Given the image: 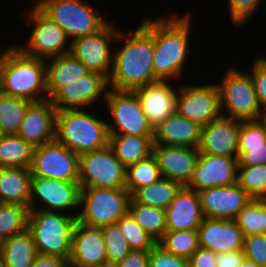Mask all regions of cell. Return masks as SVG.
Segmentation results:
<instances>
[{
    "mask_svg": "<svg viewBox=\"0 0 266 267\" xmlns=\"http://www.w3.org/2000/svg\"><path fill=\"white\" fill-rule=\"evenodd\" d=\"M29 211L19 204L0 203V243L27 230Z\"/></svg>",
    "mask_w": 266,
    "mask_h": 267,
    "instance_id": "74e56055",
    "label": "cell"
},
{
    "mask_svg": "<svg viewBox=\"0 0 266 267\" xmlns=\"http://www.w3.org/2000/svg\"><path fill=\"white\" fill-rule=\"evenodd\" d=\"M240 120L221 117L202 127L200 154L238 157Z\"/></svg>",
    "mask_w": 266,
    "mask_h": 267,
    "instance_id": "cb8c5ba5",
    "label": "cell"
},
{
    "mask_svg": "<svg viewBox=\"0 0 266 267\" xmlns=\"http://www.w3.org/2000/svg\"><path fill=\"white\" fill-rule=\"evenodd\" d=\"M38 255L28 230L0 243V267H31Z\"/></svg>",
    "mask_w": 266,
    "mask_h": 267,
    "instance_id": "f546056e",
    "label": "cell"
},
{
    "mask_svg": "<svg viewBox=\"0 0 266 267\" xmlns=\"http://www.w3.org/2000/svg\"><path fill=\"white\" fill-rule=\"evenodd\" d=\"M129 213L135 221L158 243L166 232L165 210L136 203L132 198Z\"/></svg>",
    "mask_w": 266,
    "mask_h": 267,
    "instance_id": "836d02e7",
    "label": "cell"
},
{
    "mask_svg": "<svg viewBox=\"0 0 266 267\" xmlns=\"http://www.w3.org/2000/svg\"><path fill=\"white\" fill-rule=\"evenodd\" d=\"M77 217L53 211L30 210L27 230L38 253L70 259Z\"/></svg>",
    "mask_w": 266,
    "mask_h": 267,
    "instance_id": "5b68a950",
    "label": "cell"
},
{
    "mask_svg": "<svg viewBox=\"0 0 266 267\" xmlns=\"http://www.w3.org/2000/svg\"><path fill=\"white\" fill-rule=\"evenodd\" d=\"M187 260L189 267H217L216 253L201 247Z\"/></svg>",
    "mask_w": 266,
    "mask_h": 267,
    "instance_id": "7dc6e473",
    "label": "cell"
},
{
    "mask_svg": "<svg viewBox=\"0 0 266 267\" xmlns=\"http://www.w3.org/2000/svg\"><path fill=\"white\" fill-rule=\"evenodd\" d=\"M101 230L105 239L107 262L118 263L132 251L118 223L103 226Z\"/></svg>",
    "mask_w": 266,
    "mask_h": 267,
    "instance_id": "b9f144b4",
    "label": "cell"
},
{
    "mask_svg": "<svg viewBox=\"0 0 266 267\" xmlns=\"http://www.w3.org/2000/svg\"><path fill=\"white\" fill-rule=\"evenodd\" d=\"M38 9L59 25L70 41L99 31L110 20L87 0H49Z\"/></svg>",
    "mask_w": 266,
    "mask_h": 267,
    "instance_id": "52a82bcc",
    "label": "cell"
},
{
    "mask_svg": "<svg viewBox=\"0 0 266 267\" xmlns=\"http://www.w3.org/2000/svg\"><path fill=\"white\" fill-rule=\"evenodd\" d=\"M103 107L109 134L154 135L134 91L109 88Z\"/></svg>",
    "mask_w": 266,
    "mask_h": 267,
    "instance_id": "30bf717a",
    "label": "cell"
},
{
    "mask_svg": "<svg viewBox=\"0 0 266 267\" xmlns=\"http://www.w3.org/2000/svg\"><path fill=\"white\" fill-rule=\"evenodd\" d=\"M265 0H226V7L228 8V14L230 16L231 26L241 29L247 26L248 22L252 21L253 16L257 14L259 6L261 7ZM255 14V15H254Z\"/></svg>",
    "mask_w": 266,
    "mask_h": 267,
    "instance_id": "7bdbcfd3",
    "label": "cell"
},
{
    "mask_svg": "<svg viewBox=\"0 0 266 267\" xmlns=\"http://www.w3.org/2000/svg\"><path fill=\"white\" fill-rule=\"evenodd\" d=\"M238 157L199 154L191 181L186 186L200 192L211 187L237 184Z\"/></svg>",
    "mask_w": 266,
    "mask_h": 267,
    "instance_id": "e0dca14e",
    "label": "cell"
},
{
    "mask_svg": "<svg viewBox=\"0 0 266 267\" xmlns=\"http://www.w3.org/2000/svg\"><path fill=\"white\" fill-rule=\"evenodd\" d=\"M165 214L166 231L197 230L204 219L199 193L183 186Z\"/></svg>",
    "mask_w": 266,
    "mask_h": 267,
    "instance_id": "d4e9b609",
    "label": "cell"
},
{
    "mask_svg": "<svg viewBox=\"0 0 266 267\" xmlns=\"http://www.w3.org/2000/svg\"><path fill=\"white\" fill-rule=\"evenodd\" d=\"M25 9L24 18L31 29L26 33H30L24 44H17L16 40L13 44L22 53L34 58L48 59L69 53L71 41L65 31L39 9Z\"/></svg>",
    "mask_w": 266,
    "mask_h": 267,
    "instance_id": "9c48e42d",
    "label": "cell"
},
{
    "mask_svg": "<svg viewBox=\"0 0 266 267\" xmlns=\"http://www.w3.org/2000/svg\"><path fill=\"white\" fill-rule=\"evenodd\" d=\"M13 45L12 42H10L8 45H4V49L0 51V93L2 92V65H3V60L6 51Z\"/></svg>",
    "mask_w": 266,
    "mask_h": 267,
    "instance_id": "816d5d0a",
    "label": "cell"
},
{
    "mask_svg": "<svg viewBox=\"0 0 266 267\" xmlns=\"http://www.w3.org/2000/svg\"><path fill=\"white\" fill-rule=\"evenodd\" d=\"M69 260L71 267H99L107 263L105 239L100 227L76 222Z\"/></svg>",
    "mask_w": 266,
    "mask_h": 267,
    "instance_id": "44dd1931",
    "label": "cell"
},
{
    "mask_svg": "<svg viewBox=\"0 0 266 267\" xmlns=\"http://www.w3.org/2000/svg\"><path fill=\"white\" fill-rule=\"evenodd\" d=\"M158 244L176 256L188 259L198 248L197 230L166 231Z\"/></svg>",
    "mask_w": 266,
    "mask_h": 267,
    "instance_id": "f35d334b",
    "label": "cell"
},
{
    "mask_svg": "<svg viewBox=\"0 0 266 267\" xmlns=\"http://www.w3.org/2000/svg\"><path fill=\"white\" fill-rule=\"evenodd\" d=\"M34 147L17 134L5 135L0 140V167L30 169Z\"/></svg>",
    "mask_w": 266,
    "mask_h": 267,
    "instance_id": "d6a6232c",
    "label": "cell"
},
{
    "mask_svg": "<svg viewBox=\"0 0 266 267\" xmlns=\"http://www.w3.org/2000/svg\"><path fill=\"white\" fill-rule=\"evenodd\" d=\"M117 264L119 267H149V251L132 250Z\"/></svg>",
    "mask_w": 266,
    "mask_h": 267,
    "instance_id": "c3c4849f",
    "label": "cell"
},
{
    "mask_svg": "<svg viewBox=\"0 0 266 267\" xmlns=\"http://www.w3.org/2000/svg\"><path fill=\"white\" fill-rule=\"evenodd\" d=\"M197 232L201 248L214 253L243 250L244 235L234 220L204 218Z\"/></svg>",
    "mask_w": 266,
    "mask_h": 267,
    "instance_id": "603a6c76",
    "label": "cell"
},
{
    "mask_svg": "<svg viewBox=\"0 0 266 267\" xmlns=\"http://www.w3.org/2000/svg\"><path fill=\"white\" fill-rule=\"evenodd\" d=\"M244 259V250L216 253L217 267H241Z\"/></svg>",
    "mask_w": 266,
    "mask_h": 267,
    "instance_id": "681fc988",
    "label": "cell"
},
{
    "mask_svg": "<svg viewBox=\"0 0 266 267\" xmlns=\"http://www.w3.org/2000/svg\"><path fill=\"white\" fill-rule=\"evenodd\" d=\"M89 72L86 65L70 53L46 59L48 99H51L61 88L75 82Z\"/></svg>",
    "mask_w": 266,
    "mask_h": 267,
    "instance_id": "83f0119b",
    "label": "cell"
},
{
    "mask_svg": "<svg viewBox=\"0 0 266 267\" xmlns=\"http://www.w3.org/2000/svg\"><path fill=\"white\" fill-rule=\"evenodd\" d=\"M31 267H71L68 258L39 254Z\"/></svg>",
    "mask_w": 266,
    "mask_h": 267,
    "instance_id": "f907efd6",
    "label": "cell"
},
{
    "mask_svg": "<svg viewBox=\"0 0 266 267\" xmlns=\"http://www.w3.org/2000/svg\"><path fill=\"white\" fill-rule=\"evenodd\" d=\"M31 171L27 168L0 167V203L29 208Z\"/></svg>",
    "mask_w": 266,
    "mask_h": 267,
    "instance_id": "f1b7e54d",
    "label": "cell"
},
{
    "mask_svg": "<svg viewBox=\"0 0 266 267\" xmlns=\"http://www.w3.org/2000/svg\"><path fill=\"white\" fill-rule=\"evenodd\" d=\"M56 115L50 99L33 102L25 113L17 135L34 148L55 140Z\"/></svg>",
    "mask_w": 266,
    "mask_h": 267,
    "instance_id": "7402d4cb",
    "label": "cell"
},
{
    "mask_svg": "<svg viewBox=\"0 0 266 267\" xmlns=\"http://www.w3.org/2000/svg\"><path fill=\"white\" fill-rule=\"evenodd\" d=\"M117 223L132 250L149 251L157 244L129 212L122 216Z\"/></svg>",
    "mask_w": 266,
    "mask_h": 267,
    "instance_id": "60d3db41",
    "label": "cell"
},
{
    "mask_svg": "<svg viewBox=\"0 0 266 267\" xmlns=\"http://www.w3.org/2000/svg\"><path fill=\"white\" fill-rule=\"evenodd\" d=\"M131 194L126 188H81L77 221L92 227H103L129 212Z\"/></svg>",
    "mask_w": 266,
    "mask_h": 267,
    "instance_id": "ba28073f",
    "label": "cell"
},
{
    "mask_svg": "<svg viewBox=\"0 0 266 267\" xmlns=\"http://www.w3.org/2000/svg\"><path fill=\"white\" fill-rule=\"evenodd\" d=\"M179 84L173 81H156L133 90L153 129L176 112Z\"/></svg>",
    "mask_w": 266,
    "mask_h": 267,
    "instance_id": "ac0fdd59",
    "label": "cell"
},
{
    "mask_svg": "<svg viewBox=\"0 0 266 267\" xmlns=\"http://www.w3.org/2000/svg\"><path fill=\"white\" fill-rule=\"evenodd\" d=\"M191 12L179 15L173 10L166 15L157 13L156 18L148 15L140 20L154 38L153 71L159 81L182 82L186 78L184 74L193 47L192 29L195 30Z\"/></svg>",
    "mask_w": 266,
    "mask_h": 267,
    "instance_id": "6da1fadb",
    "label": "cell"
},
{
    "mask_svg": "<svg viewBox=\"0 0 266 267\" xmlns=\"http://www.w3.org/2000/svg\"><path fill=\"white\" fill-rule=\"evenodd\" d=\"M30 171L32 177L79 181V155L55 139L34 149Z\"/></svg>",
    "mask_w": 266,
    "mask_h": 267,
    "instance_id": "9a60e30c",
    "label": "cell"
},
{
    "mask_svg": "<svg viewBox=\"0 0 266 267\" xmlns=\"http://www.w3.org/2000/svg\"><path fill=\"white\" fill-rule=\"evenodd\" d=\"M153 136L109 134L108 145L127 168L152 154Z\"/></svg>",
    "mask_w": 266,
    "mask_h": 267,
    "instance_id": "4dcf8cb0",
    "label": "cell"
},
{
    "mask_svg": "<svg viewBox=\"0 0 266 267\" xmlns=\"http://www.w3.org/2000/svg\"><path fill=\"white\" fill-rule=\"evenodd\" d=\"M202 127L174 112L154 129L153 142L162 145L198 148Z\"/></svg>",
    "mask_w": 266,
    "mask_h": 267,
    "instance_id": "484cf974",
    "label": "cell"
},
{
    "mask_svg": "<svg viewBox=\"0 0 266 267\" xmlns=\"http://www.w3.org/2000/svg\"><path fill=\"white\" fill-rule=\"evenodd\" d=\"M95 109L57 111L55 139L78 155L106 147L109 143L107 117Z\"/></svg>",
    "mask_w": 266,
    "mask_h": 267,
    "instance_id": "3957f363",
    "label": "cell"
},
{
    "mask_svg": "<svg viewBox=\"0 0 266 267\" xmlns=\"http://www.w3.org/2000/svg\"><path fill=\"white\" fill-rule=\"evenodd\" d=\"M149 267H189L188 260L162 248L158 243L149 250Z\"/></svg>",
    "mask_w": 266,
    "mask_h": 267,
    "instance_id": "bcb514c9",
    "label": "cell"
},
{
    "mask_svg": "<svg viewBox=\"0 0 266 267\" xmlns=\"http://www.w3.org/2000/svg\"><path fill=\"white\" fill-rule=\"evenodd\" d=\"M241 267H264V266L258 265L255 262H252L245 258L244 261L242 262Z\"/></svg>",
    "mask_w": 266,
    "mask_h": 267,
    "instance_id": "db71d44e",
    "label": "cell"
},
{
    "mask_svg": "<svg viewBox=\"0 0 266 267\" xmlns=\"http://www.w3.org/2000/svg\"><path fill=\"white\" fill-rule=\"evenodd\" d=\"M33 102L0 93V125L5 135L17 134L28 107Z\"/></svg>",
    "mask_w": 266,
    "mask_h": 267,
    "instance_id": "e575fe53",
    "label": "cell"
},
{
    "mask_svg": "<svg viewBox=\"0 0 266 267\" xmlns=\"http://www.w3.org/2000/svg\"><path fill=\"white\" fill-rule=\"evenodd\" d=\"M139 24L131 30L120 28L117 34L112 72L108 79L110 89L133 91L159 81L153 71V35Z\"/></svg>",
    "mask_w": 266,
    "mask_h": 267,
    "instance_id": "7a4b0ae2",
    "label": "cell"
},
{
    "mask_svg": "<svg viewBox=\"0 0 266 267\" xmlns=\"http://www.w3.org/2000/svg\"><path fill=\"white\" fill-rule=\"evenodd\" d=\"M199 193L204 218L234 220L252 197L238 184L211 187Z\"/></svg>",
    "mask_w": 266,
    "mask_h": 267,
    "instance_id": "ffe728a7",
    "label": "cell"
},
{
    "mask_svg": "<svg viewBox=\"0 0 266 267\" xmlns=\"http://www.w3.org/2000/svg\"><path fill=\"white\" fill-rule=\"evenodd\" d=\"M235 223L244 237L266 230V199L252 198L236 215Z\"/></svg>",
    "mask_w": 266,
    "mask_h": 267,
    "instance_id": "d590c367",
    "label": "cell"
},
{
    "mask_svg": "<svg viewBox=\"0 0 266 267\" xmlns=\"http://www.w3.org/2000/svg\"><path fill=\"white\" fill-rule=\"evenodd\" d=\"M238 165L266 164V131L259 120H240Z\"/></svg>",
    "mask_w": 266,
    "mask_h": 267,
    "instance_id": "4316f807",
    "label": "cell"
},
{
    "mask_svg": "<svg viewBox=\"0 0 266 267\" xmlns=\"http://www.w3.org/2000/svg\"><path fill=\"white\" fill-rule=\"evenodd\" d=\"M5 136L4 130L2 126L0 125V140Z\"/></svg>",
    "mask_w": 266,
    "mask_h": 267,
    "instance_id": "6f0895ef",
    "label": "cell"
},
{
    "mask_svg": "<svg viewBox=\"0 0 266 267\" xmlns=\"http://www.w3.org/2000/svg\"><path fill=\"white\" fill-rule=\"evenodd\" d=\"M162 178L153 154L126 168L125 188L132 195L137 189L146 187Z\"/></svg>",
    "mask_w": 266,
    "mask_h": 267,
    "instance_id": "8d00e7d4",
    "label": "cell"
},
{
    "mask_svg": "<svg viewBox=\"0 0 266 267\" xmlns=\"http://www.w3.org/2000/svg\"><path fill=\"white\" fill-rule=\"evenodd\" d=\"M252 61L247 71L250 73L255 88L257 100L262 108L266 107V55H260Z\"/></svg>",
    "mask_w": 266,
    "mask_h": 267,
    "instance_id": "ee69618b",
    "label": "cell"
},
{
    "mask_svg": "<svg viewBox=\"0 0 266 267\" xmlns=\"http://www.w3.org/2000/svg\"><path fill=\"white\" fill-rule=\"evenodd\" d=\"M182 187L180 183L162 177L146 187L137 189L131 198L136 203L165 210Z\"/></svg>",
    "mask_w": 266,
    "mask_h": 267,
    "instance_id": "1f68e13d",
    "label": "cell"
},
{
    "mask_svg": "<svg viewBox=\"0 0 266 267\" xmlns=\"http://www.w3.org/2000/svg\"><path fill=\"white\" fill-rule=\"evenodd\" d=\"M237 184L252 198L266 199V164L238 165Z\"/></svg>",
    "mask_w": 266,
    "mask_h": 267,
    "instance_id": "ab89813d",
    "label": "cell"
},
{
    "mask_svg": "<svg viewBox=\"0 0 266 267\" xmlns=\"http://www.w3.org/2000/svg\"><path fill=\"white\" fill-rule=\"evenodd\" d=\"M258 120L264 126L265 131H266V107L262 109V113L259 116Z\"/></svg>",
    "mask_w": 266,
    "mask_h": 267,
    "instance_id": "11a10c76",
    "label": "cell"
},
{
    "mask_svg": "<svg viewBox=\"0 0 266 267\" xmlns=\"http://www.w3.org/2000/svg\"><path fill=\"white\" fill-rule=\"evenodd\" d=\"M197 83L180 82L176 97V112L204 127L222 117L220 91L217 81Z\"/></svg>",
    "mask_w": 266,
    "mask_h": 267,
    "instance_id": "8fae6325",
    "label": "cell"
},
{
    "mask_svg": "<svg viewBox=\"0 0 266 267\" xmlns=\"http://www.w3.org/2000/svg\"><path fill=\"white\" fill-rule=\"evenodd\" d=\"M108 89V79L104 75L89 72L61 88L50 100L56 111L101 107L100 112L104 113L101 104L104 103Z\"/></svg>",
    "mask_w": 266,
    "mask_h": 267,
    "instance_id": "2e32d148",
    "label": "cell"
},
{
    "mask_svg": "<svg viewBox=\"0 0 266 267\" xmlns=\"http://www.w3.org/2000/svg\"><path fill=\"white\" fill-rule=\"evenodd\" d=\"M80 188H125L126 167L109 145L79 155Z\"/></svg>",
    "mask_w": 266,
    "mask_h": 267,
    "instance_id": "5bb4252c",
    "label": "cell"
},
{
    "mask_svg": "<svg viewBox=\"0 0 266 267\" xmlns=\"http://www.w3.org/2000/svg\"><path fill=\"white\" fill-rule=\"evenodd\" d=\"M228 65L221 73L220 83L217 82L222 117L241 121L258 120L263 108L257 100L250 73L243 68L240 70L236 65Z\"/></svg>",
    "mask_w": 266,
    "mask_h": 267,
    "instance_id": "8992f818",
    "label": "cell"
},
{
    "mask_svg": "<svg viewBox=\"0 0 266 267\" xmlns=\"http://www.w3.org/2000/svg\"><path fill=\"white\" fill-rule=\"evenodd\" d=\"M115 24L110 20L99 31L76 38L70 43L69 53L73 57L80 59L90 72L100 73L107 79L112 72L113 47L120 30V26Z\"/></svg>",
    "mask_w": 266,
    "mask_h": 267,
    "instance_id": "4fadbf2b",
    "label": "cell"
},
{
    "mask_svg": "<svg viewBox=\"0 0 266 267\" xmlns=\"http://www.w3.org/2000/svg\"><path fill=\"white\" fill-rule=\"evenodd\" d=\"M2 93L31 102L47 100L46 59L29 57L13 44L3 60Z\"/></svg>",
    "mask_w": 266,
    "mask_h": 267,
    "instance_id": "277c9868",
    "label": "cell"
},
{
    "mask_svg": "<svg viewBox=\"0 0 266 267\" xmlns=\"http://www.w3.org/2000/svg\"><path fill=\"white\" fill-rule=\"evenodd\" d=\"M47 1H49V0H33L31 6L28 5L27 7H24V8L38 9L39 7H41Z\"/></svg>",
    "mask_w": 266,
    "mask_h": 267,
    "instance_id": "f5cc1de1",
    "label": "cell"
},
{
    "mask_svg": "<svg viewBox=\"0 0 266 267\" xmlns=\"http://www.w3.org/2000/svg\"><path fill=\"white\" fill-rule=\"evenodd\" d=\"M152 154L162 177L187 186L200 153L198 148L153 143Z\"/></svg>",
    "mask_w": 266,
    "mask_h": 267,
    "instance_id": "d6986e66",
    "label": "cell"
},
{
    "mask_svg": "<svg viewBox=\"0 0 266 267\" xmlns=\"http://www.w3.org/2000/svg\"><path fill=\"white\" fill-rule=\"evenodd\" d=\"M99 267H119V266H118L117 263H109V262H107V263L102 264Z\"/></svg>",
    "mask_w": 266,
    "mask_h": 267,
    "instance_id": "9f6ffc18",
    "label": "cell"
},
{
    "mask_svg": "<svg viewBox=\"0 0 266 267\" xmlns=\"http://www.w3.org/2000/svg\"><path fill=\"white\" fill-rule=\"evenodd\" d=\"M244 255L247 260L258 265H266V236L253 234L244 237Z\"/></svg>",
    "mask_w": 266,
    "mask_h": 267,
    "instance_id": "f6af8a7d",
    "label": "cell"
},
{
    "mask_svg": "<svg viewBox=\"0 0 266 267\" xmlns=\"http://www.w3.org/2000/svg\"><path fill=\"white\" fill-rule=\"evenodd\" d=\"M80 190L79 181L32 177L29 210L62 212L78 218Z\"/></svg>",
    "mask_w": 266,
    "mask_h": 267,
    "instance_id": "7c38bea8",
    "label": "cell"
}]
</instances>
